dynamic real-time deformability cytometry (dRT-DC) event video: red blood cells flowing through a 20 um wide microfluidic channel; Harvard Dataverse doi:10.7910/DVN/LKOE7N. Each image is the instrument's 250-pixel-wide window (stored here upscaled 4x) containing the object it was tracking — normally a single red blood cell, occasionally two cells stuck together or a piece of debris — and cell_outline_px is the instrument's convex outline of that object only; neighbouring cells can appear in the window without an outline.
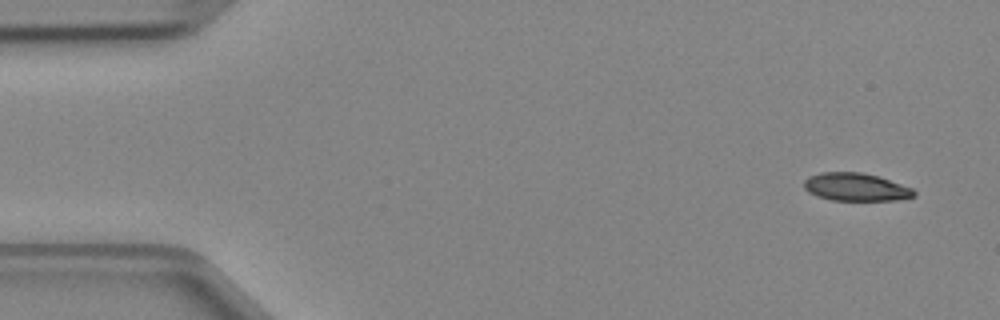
{"species": "Egyptian fruit bat (a non-hibernating species)", "species_latin": "Rousettus aegyptiacus", "temperature_condition": "cold", "stored_images_in_passage": 3, "camera_frame_rate_fps": 3000, "um_per_image_px": 0.085, "animal": {"sex": "female"}, "frame": {"image": 1, "passage_image": 1, "time_ms": 0.0, "image_size_px": [1000, 320], "cell_outline_px": [[916, 196], [896, 200], [832, 200], [816, 196], [808, 192], [804, 188], [804, 180], [808, 176], [820, 172], [860, 172], [880, 176], [912, 188], [916, 192]], "centroid_in_image_um": [72.73, 15.89], "position_along_channel_um": 12.3, "area_um2": 18.03}}